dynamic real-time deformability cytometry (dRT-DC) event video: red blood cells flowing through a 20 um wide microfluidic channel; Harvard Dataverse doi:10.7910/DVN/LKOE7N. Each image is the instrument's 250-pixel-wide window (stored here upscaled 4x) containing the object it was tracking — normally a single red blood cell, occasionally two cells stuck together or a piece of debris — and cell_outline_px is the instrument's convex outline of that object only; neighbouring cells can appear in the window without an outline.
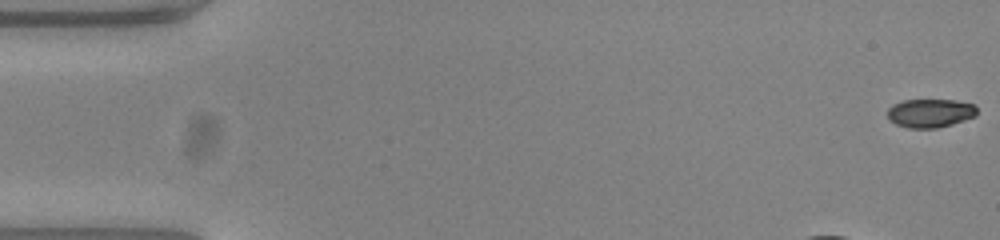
{"species": "common noctule bat (a hibernating species)", "species_latin": "Nyctalus noctula", "temperature_condition": "warm", "stored_images_in_passage": 10, "camera_frame_rate_fps": 3000, "um_per_image_px": 0.085, "animal": {"sex": "female", "body_mass_g": 23.0, "forearm_length_mm": 53.4}, "frame": {"image": 1, "passage_image": 1, "time_ms": 0.0, "image_size_px": [1000, 240], "cell_outline_px": [[976, 116], [952, 124], [936, 128], [908, 128], [896, 124], [888, 120], [888, 108], [892, 104], [904, 100], [956, 100], [976, 104]], "centroid_in_image_um": [79.06, 9.61], "position_along_channel_um": 5.9, "area_um2": 15.03}}